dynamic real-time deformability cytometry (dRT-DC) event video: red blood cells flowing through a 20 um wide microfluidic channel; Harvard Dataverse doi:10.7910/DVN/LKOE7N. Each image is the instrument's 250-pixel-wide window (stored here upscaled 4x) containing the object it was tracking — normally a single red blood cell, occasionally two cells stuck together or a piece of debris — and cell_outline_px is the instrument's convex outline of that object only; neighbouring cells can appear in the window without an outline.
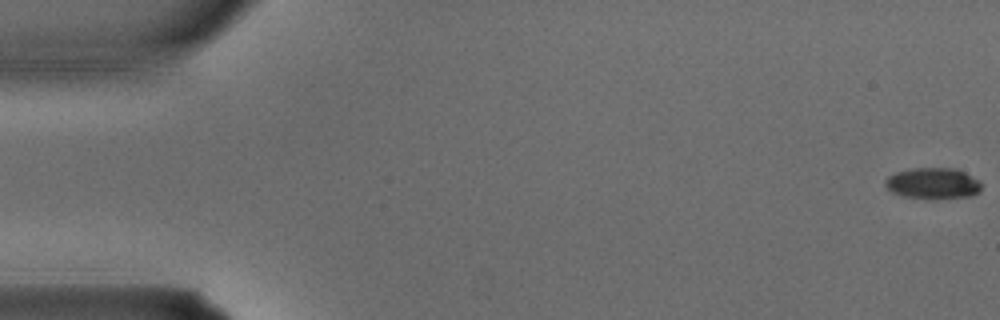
{"species": "common noctule bat (a hibernating species)", "species_latin": "Nyctalus noctula", "temperature_condition": "warm", "stored_images_in_passage": 4, "camera_frame_rate_fps": 3000, "um_per_image_px": 0.085, "animal": {"sex": "male", "body_mass_g": 15.6}, "frame": {"image": 1, "passage_image": 1, "time_ms": 0.0, "image_size_px": [1000, 320], "cell_outline_px": [[980, 192], [968, 196], [904, 196], [892, 192], [884, 184], [884, 180], [888, 176], [896, 172], [912, 168], [956, 168], [980, 180]], "centroid_in_image_um": [79.28, 15.53], "position_along_channel_um": 5.7, "area_um2": 16.7}}
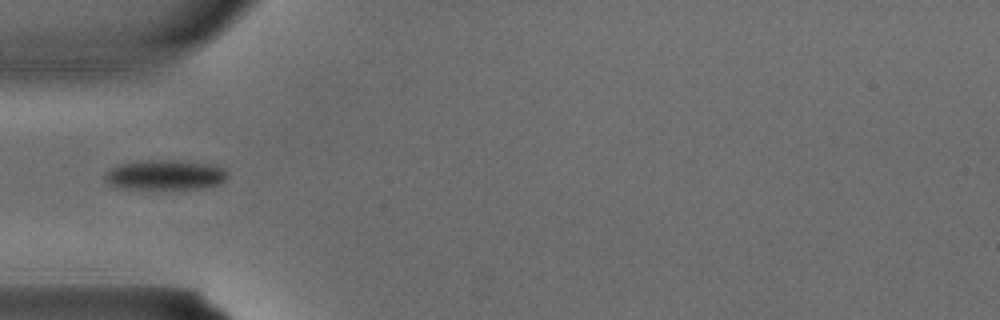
{"frame": {"image": 2, "passage_image": 4, "time_ms": 1.0, "image_size_px": [1000, 320], "cell_outline_px": [[228, 176], [220, 184], [204, 188], [116, 188], [108, 184], [104, 180], [104, 176], [112, 168], [120, 164], [152, 160], [172, 160], [212, 164], [224, 168]], "centroid_in_image_um": [14.05, 14.87], "position_along_channel_um": 70.9, "area_um2": 21.15}}